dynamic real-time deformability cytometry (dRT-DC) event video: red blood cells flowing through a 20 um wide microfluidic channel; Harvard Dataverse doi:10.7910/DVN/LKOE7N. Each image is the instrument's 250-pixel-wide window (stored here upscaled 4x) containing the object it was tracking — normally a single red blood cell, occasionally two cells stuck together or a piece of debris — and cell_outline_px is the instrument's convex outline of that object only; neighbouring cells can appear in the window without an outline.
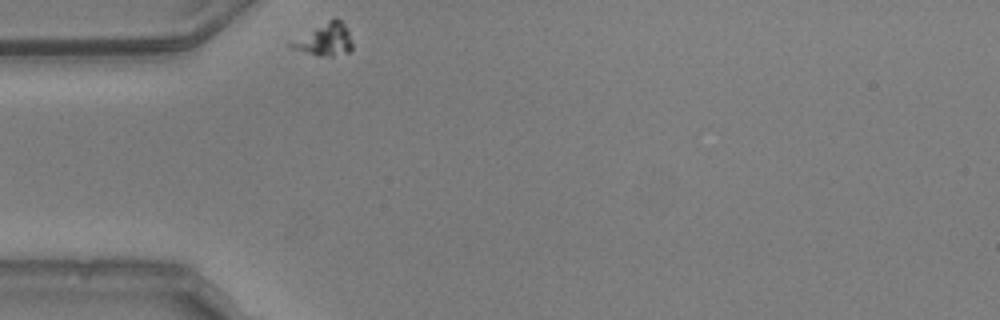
{"species": "common noctule bat (a hibernating species)", "species_latin": "Nyctalus noctula", "temperature_condition": "warm", "stored_images_in_passage": 34, "camera_frame_rate_fps": 3000, "um_per_image_px": 0.085, "animal": {"sex": "male", "body_mass_g": 20.5, "forearm_length_mm": 52.5}, "frame": {"image": 1, "passage_image": 1, "time_ms": 0.0, "image_size_px": [1000, 320], "cell_outline_px": [[352, 48], [348, 52], [332, 56], [320, 56], [292, 48], [288, 44], [332, 16], [336, 16], [344, 24], [348, 32], [352, 44]], "centroid_in_image_um": [27.63, 3.33], "position_along_channel_um": 57.4, "area_um2": 11.33}}
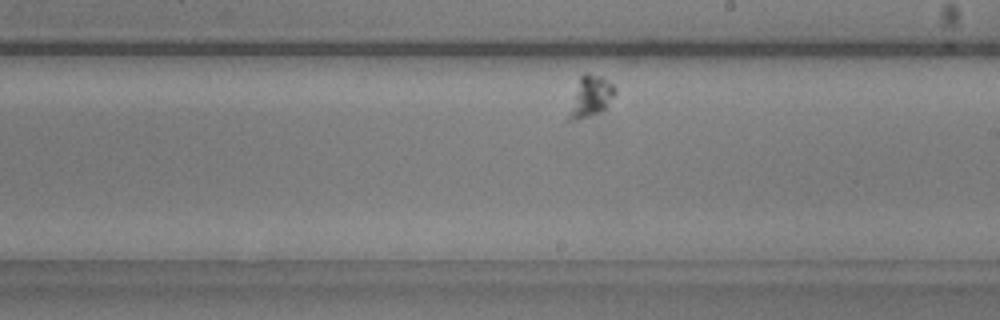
{"frame": {"image": 2, "passage_image": 20, "time_ms": 6.333, "image_size_px": [1000, 320], "cell_outline_px": [[616, 92], [608, 104], [604, 108], [588, 116], [576, 120], [564, 120], [580, 76], [584, 72], [588, 72], [600, 76], [608, 80], [616, 88]], "centroid_in_image_um": [50.14, 8.19], "position_along_channel_um": 238.9, "area_um2": 10.98}}
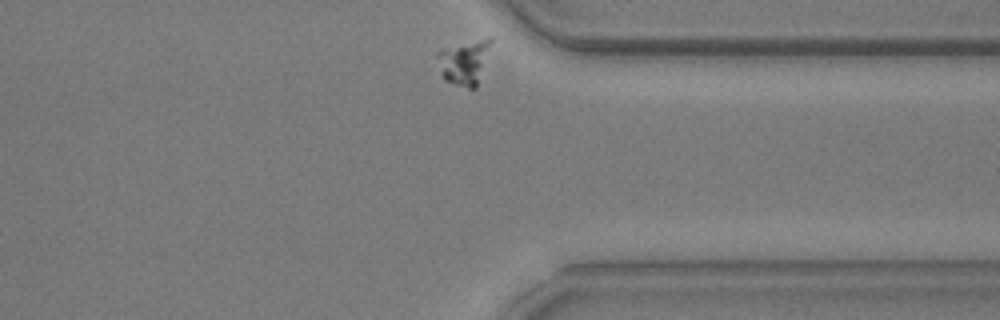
{"frame": {"image": 3, "passage_image": 33, "time_ms": 10.667, "image_size_px": [1000, 320], "cell_outline_px": [[492, 40], [476, 88], [468, 88], [444, 80], [436, 56], [436, 52], [488, 36], [492, 36]], "centroid_in_image_um": [39.48, 5.28], "position_along_channel_um": 371.9, "area_um2": 13.41}}